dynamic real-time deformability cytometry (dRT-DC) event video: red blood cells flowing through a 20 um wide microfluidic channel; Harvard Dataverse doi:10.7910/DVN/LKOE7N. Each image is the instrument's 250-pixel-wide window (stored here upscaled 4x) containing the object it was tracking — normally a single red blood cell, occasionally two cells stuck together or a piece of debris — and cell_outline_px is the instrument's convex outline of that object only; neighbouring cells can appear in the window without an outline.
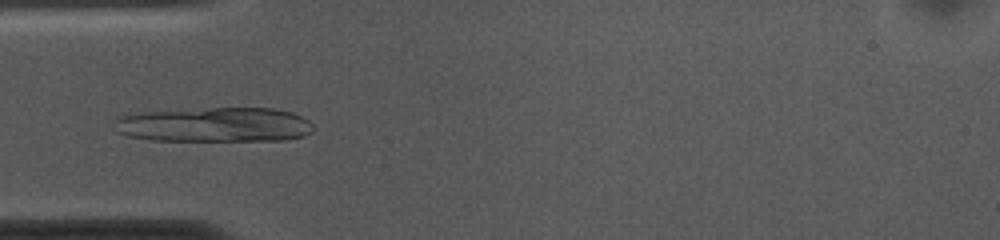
{"species": "common noctule bat (a hibernating species)", "species_latin": "Nyctalus noctula", "temperature_condition": "cold", "stored_images_in_passage": 53, "camera_frame_rate_fps": 3000, "um_per_image_px": 0.085, "animal": {"sex": "female", "body_mass_g": 10.0, "forearm_length_mm": 53.1}, "frame": {"image": 1, "passage_image": 15, "time_ms": 4.667, "image_size_px": [1000, 240], "cell_outline_px": [[312, 132], [304, 136], [284, 140], [152, 140], [128, 136], [116, 132], [116, 116], [144, 112], [212, 108], [272, 108], [292, 112], [308, 120], [312, 124]], "centroid_in_image_um": [18.25, 10.6], "position_along_channel_um": 66.7, "area_um2": 40.0}}
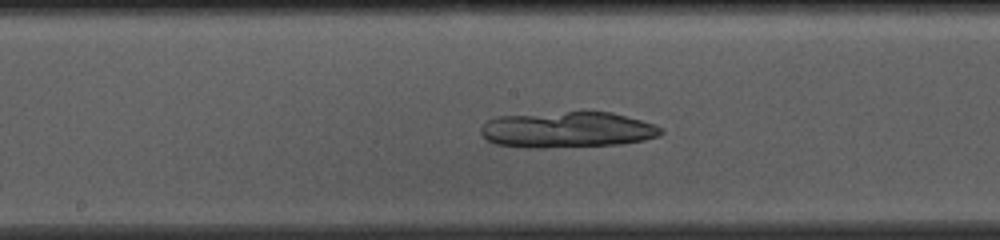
{"frame": {"image": 2, "passage_image": 26, "time_ms": 8.333, "image_size_px": [1000, 240], "cell_outline_px": [[664, 132], [660, 136], [644, 140], [620, 144], [544, 148], [528, 148], [496, 144], [488, 140], [480, 132], [480, 128], [488, 120], [496, 116], [568, 112], [612, 112], [656, 124], [664, 128]], "centroid_in_image_um": [48.26, 11.03], "position_along_channel_um": 199.9, "area_um2": 37.86}}
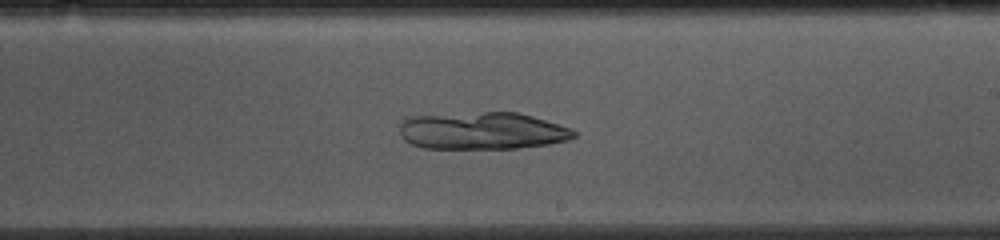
{"frame": {"image": 3, "passage_image": 30, "time_ms": 9.667, "image_size_px": [1000, 240], "cell_outline_px": [[576, 136], [568, 140], [548, 144], [516, 148], [424, 148], [412, 144], [404, 140], [400, 136], [400, 124], [408, 116], [484, 112], [516, 112], [532, 116], [572, 128], [576, 132]], "centroid_in_image_um": [40.99, 11.12], "position_along_channel_um": 248.0, "area_um2": 37.86}}